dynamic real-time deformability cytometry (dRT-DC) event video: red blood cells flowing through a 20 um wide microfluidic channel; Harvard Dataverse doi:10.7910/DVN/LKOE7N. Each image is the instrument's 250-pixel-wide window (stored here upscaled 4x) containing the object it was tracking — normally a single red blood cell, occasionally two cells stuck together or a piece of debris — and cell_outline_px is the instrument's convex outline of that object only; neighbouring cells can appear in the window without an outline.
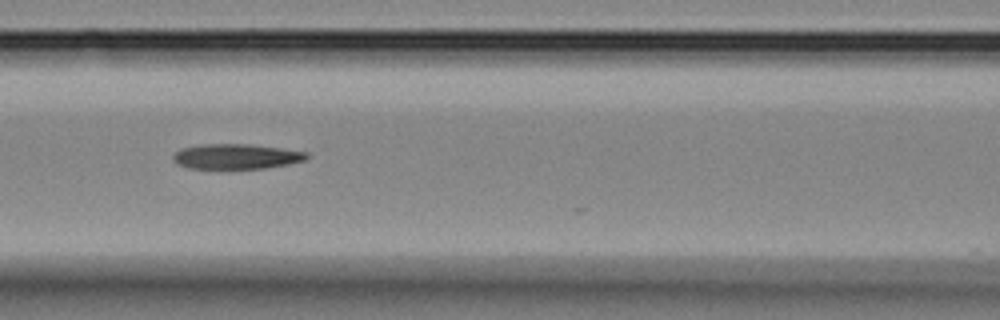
{"species": "Egyptian fruit bat (a non-hibernating species)", "species_latin": "Rousettus aegyptiacus", "temperature_condition": "room temperature", "stored_images_in_passage": 8, "camera_frame_rate_fps": 3000, "um_per_image_px": 0.085, "animal": {"sex": "female"}, "frame": {"image": 1, "passage_image": 7, "time_ms": 7.0, "image_size_px": [1000, 320], "cell_outline_px": [[308, 160], [288, 164], [264, 168], [188, 168], [176, 164], [172, 160], [172, 156], [180, 148], [200, 144], [252, 144], [308, 152]], "centroid_in_image_um": [20.06, 13.29], "position_along_channel_um": 146.5, "area_um2": 19.65}}
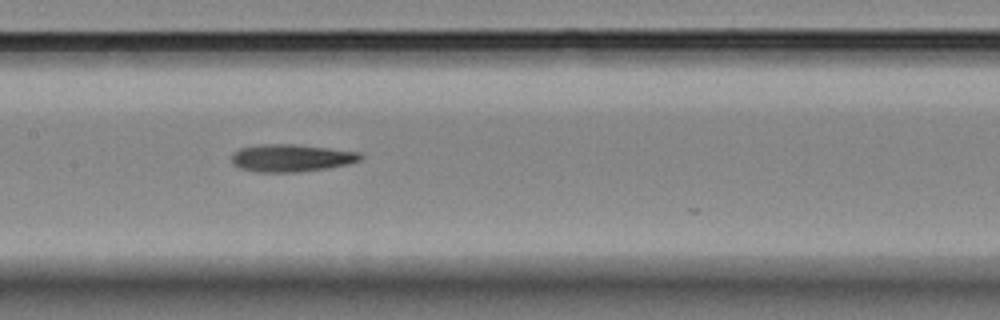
{"frame": {"image": 2, "passage_image": 8, "time_ms": 8.0, "image_size_px": [1000, 320], "cell_outline_px": [[364, 156], [360, 160], [348, 164], [328, 168], [296, 172], [260, 172], [240, 168], [232, 164], [232, 152], [240, 148], [260, 144], [296, 144], [360, 152]], "centroid_in_image_um": [24.75, 13.42], "position_along_channel_um": 182.6, "area_um2": 20.69}}